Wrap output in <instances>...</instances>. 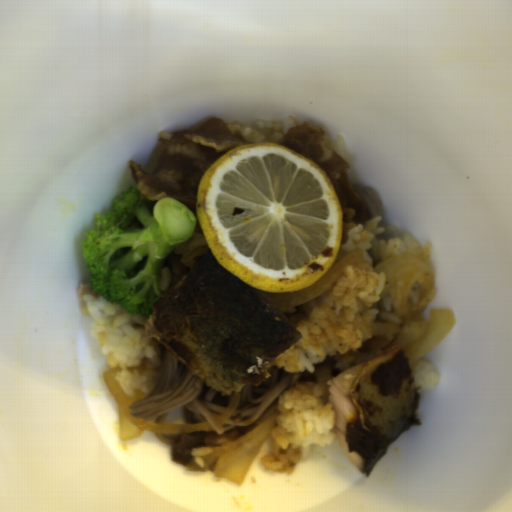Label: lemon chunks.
<instances>
[{
  "mask_svg": "<svg viewBox=\"0 0 512 512\" xmlns=\"http://www.w3.org/2000/svg\"><path fill=\"white\" fill-rule=\"evenodd\" d=\"M196 204L212 256L266 293L311 286L341 250L342 210L330 179L279 143L237 147L215 161Z\"/></svg>",
  "mask_w": 512,
  "mask_h": 512,
  "instance_id": "e0be4373",
  "label": "lemon chunks"
}]
</instances>
